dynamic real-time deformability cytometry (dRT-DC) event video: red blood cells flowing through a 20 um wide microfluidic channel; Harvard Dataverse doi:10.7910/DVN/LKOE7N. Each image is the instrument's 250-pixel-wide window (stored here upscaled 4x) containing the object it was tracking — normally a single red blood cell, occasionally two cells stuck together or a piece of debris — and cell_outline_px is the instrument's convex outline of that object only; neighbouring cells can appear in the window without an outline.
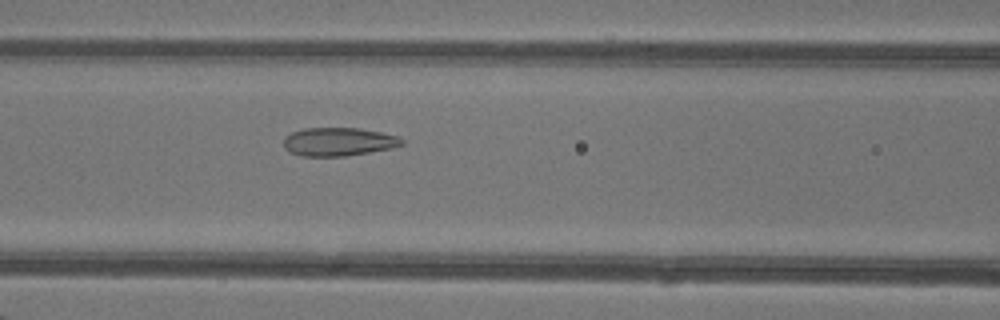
{"species": "common noctule bat (a hibernating species)", "species_latin": "Nyctalus noctula", "temperature_condition": "warm", "stored_images_in_passage": 49, "camera_frame_rate_fps": 3000, "um_per_image_px": 0.085, "animal": {"sex": "female"}, "frame": {"image": 1, "passage_image": 22, "time_ms": 7.0, "image_size_px": [1000, 320], "cell_outline_px": [[404, 144], [392, 148], [344, 156], [300, 156], [288, 152], [284, 148], [284, 136], [292, 132], [304, 128], [360, 128], [400, 136], [404, 140]], "centroid_in_image_um": [28.76, 12.04], "position_along_channel_um": 137.8, "area_um2": 19.71}}
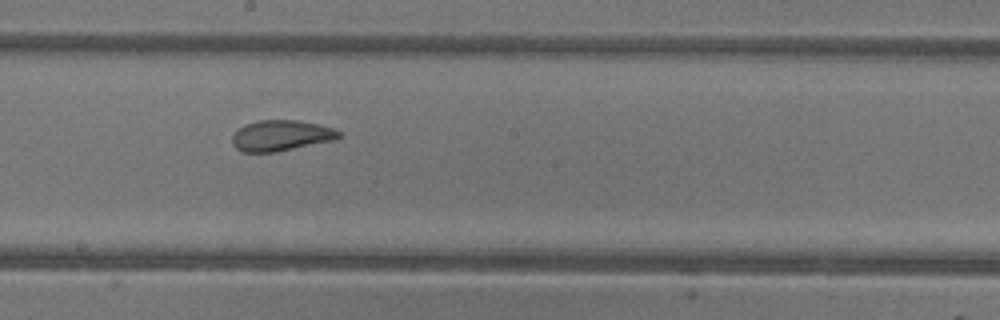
{"frame": {"image": 2, "passage_image": 28, "time_ms": 9.0, "image_size_px": [1000, 320], "cell_outline_px": [[344, 136], [336, 140], [276, 152], [240, 152], [232, 144], [232, 136], [244, 124], [260, 120], [300, 120], [332, 128], [340, 132]], "centroid_in_image_um": [23.91, 11.53], "position_along_channel_um": 224.3, "area_um2": 19.25}}
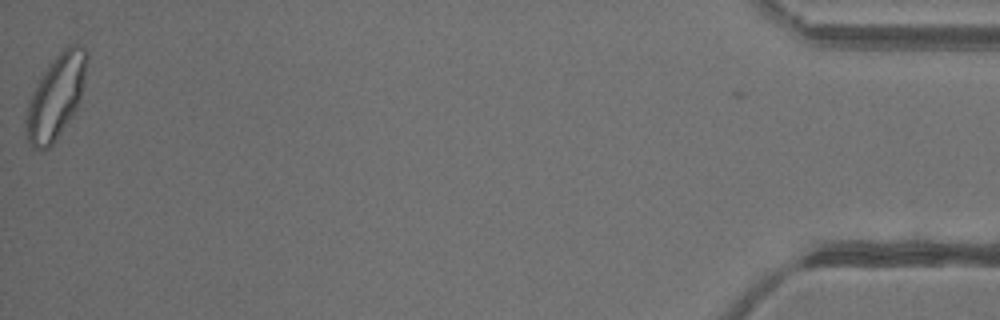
{"frame": {"image": 3, "passage_image": 49, "time_ms": 16.0, "image_size_px": [1000, 320], "cell_outline_px": [[88, 60], [84, 84], [76, 108], [72, 116], [56, 140], [44, 152], [32, 148], [28, 140], [24, 128], [24, 120], [28, 104], [44, 72], [52, 60], [68, 44], [76, 44], [84, 48], [88, 52]], "centroid_in_image_um": [4.76, 8.25], "position_along_channel_um": 430.4, "area_um2": 29.48}, "authors_computed_cell_mechanics": {"area_um2": 22.8888, "velocity_mm_per_s": 4.3268, "shape_relaxation_time_tau1_ms": 9.2535, "shape_relaxation_time_tau2_ms": 0.8288, "deformation_change_tau1": 0.219, "deformation_change_tau2": 0.0729}}